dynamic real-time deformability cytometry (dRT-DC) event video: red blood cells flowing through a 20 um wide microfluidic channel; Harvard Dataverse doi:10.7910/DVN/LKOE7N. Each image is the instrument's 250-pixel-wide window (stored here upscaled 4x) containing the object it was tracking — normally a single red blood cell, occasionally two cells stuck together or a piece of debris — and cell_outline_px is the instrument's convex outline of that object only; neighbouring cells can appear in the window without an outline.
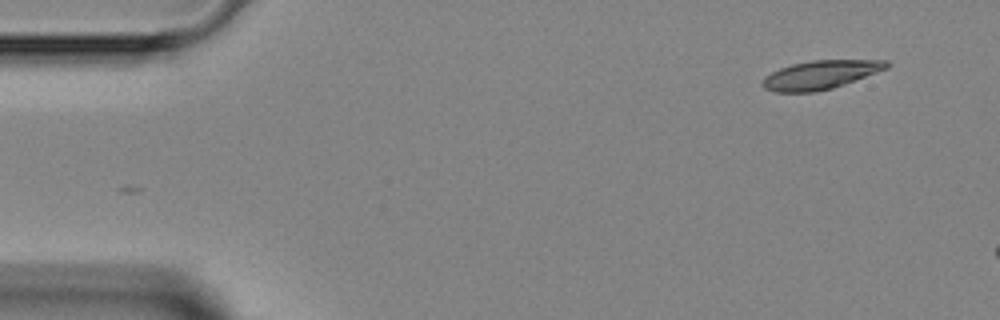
{"species": "Egyptian fruit bat (a non-hibernating species)", "species_latin": "Rousettus aegyptiacus", "temperature_condition": "room temperature", "stored_images_in_passage": 3, "camera_frame_rate_fps": 3000, "um_per_image_px": 0.085, "animal": {"sex": "female"}, "frame": {"image": 1, "passage_image": 1, "time_ms": 0.0, "image_size_px": [1000, 320], "cell_outline_px": [[888, 68], [844, 84], [832, 88], [812, 92], [776, 92], [764, 88], [760, 84], [760, 80], [764, 76], [780, 68], [792, 64], [812, 60], [888, 60]], "centroid_in_image_um": [69.68, 6.36], "position_along_channel_um": 15.3, "area_um2": 20.63}}